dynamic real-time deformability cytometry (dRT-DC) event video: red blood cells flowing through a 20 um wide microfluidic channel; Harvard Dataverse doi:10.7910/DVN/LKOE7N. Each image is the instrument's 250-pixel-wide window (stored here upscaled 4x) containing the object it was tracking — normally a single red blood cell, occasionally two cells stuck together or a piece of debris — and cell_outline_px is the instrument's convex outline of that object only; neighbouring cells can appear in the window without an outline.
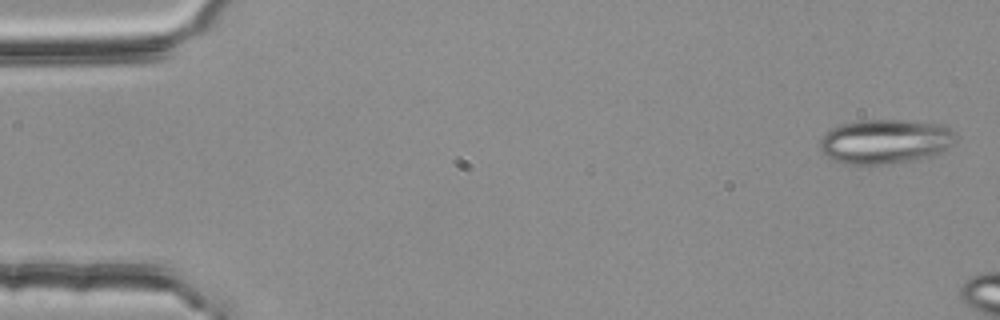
{"species": "common noctule bat (a hibernating species)", "species_latin": "Nyctalus noctula", "temperature_condition": "room temperature", "stored_images_in_passage": 4, "camera_frame_rate_fps": 3000, "um_per_image_px": 0.085, "animal": {"sex": "female", "body_mass_g": 25.1}, "frame": {"image": 1, "passage_image": 1, "time_ms": 0.0, "image_size_px": [1000, 320], "cell_outline_px": [[956, 136], [952, 144], [948, 148], [940, 152], [916, 160], [884, 164], [844, 164], [832, 160], [820, 152], [816, 148], [820, 140], [832, 128], [844, 124], [864, 120], [900, 120], [940, 124], [948, 128]], "centroid_in_image_um": [75.18, 12.04], "position_along_channel_um": 9.8, "area_um2": 35.03}}